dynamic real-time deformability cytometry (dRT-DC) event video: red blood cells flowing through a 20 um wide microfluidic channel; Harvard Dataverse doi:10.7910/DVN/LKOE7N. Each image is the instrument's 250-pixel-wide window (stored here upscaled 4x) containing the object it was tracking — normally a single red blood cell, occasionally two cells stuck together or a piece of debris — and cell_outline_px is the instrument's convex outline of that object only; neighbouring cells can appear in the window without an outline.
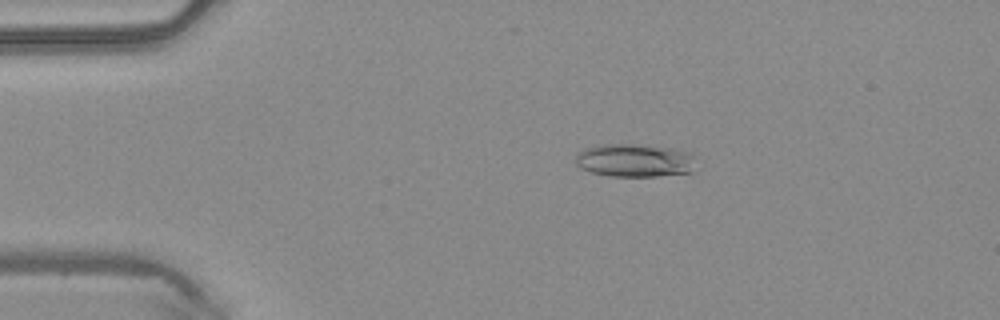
{"species": "common noctule bat (a hibernating species)", "species_latin": "Nyctalus noctula", "temperature_condition": "warm", "stored_images_in_passage": 4, "camera_frame_rate_fps": 3000, "um_per_image_px": 0.085, "animal": {"sex": "male", "body_mass_g": 20.4}, "frame": {"image": 1, "passage_image": 2, "time_ms": 0.333, "image_size_px": [1000, 320], "cell_outline_px": [[696, 156], [692, 172], [656, 176], [612, 176], [592, 172], [580, 168], [576, 164], [576, 152], [584, 148], [600, 144], [636, 144], [668, 148], [688, 152]], "centroid_in_image_um": [53.92, 13.63], "position_along_channel_um": 31.1, "area_um2": 23.29}}